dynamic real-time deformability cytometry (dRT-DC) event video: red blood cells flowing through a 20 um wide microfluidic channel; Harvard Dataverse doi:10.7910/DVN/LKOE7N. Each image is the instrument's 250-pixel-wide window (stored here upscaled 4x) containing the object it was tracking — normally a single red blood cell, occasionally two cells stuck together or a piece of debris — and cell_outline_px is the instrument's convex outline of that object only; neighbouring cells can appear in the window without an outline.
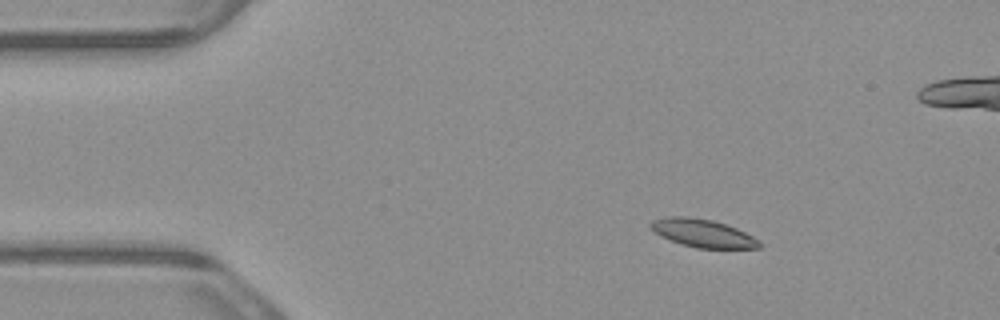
{"species": "common noctule bat (a hibernating species)", "species_latin": "Nyctalus noctula", "temperature_condition": "warm", "stored_images_in_passage": 5, "camera_frame_rate_fps": 3000, "um_per_image_px": 0.085, "animal": {"sex": "male", "body_mass_g": 23.1, "forearm_length_mm": 52.7}, "frame": {"image": 1, "passage_image": 2, "time_ms": 0.333, "image_size_px": [1000, 320], "cell_outline_px": [[764, 244], [760, 248], [696, 248], [660, 236], [648, 224], [652, 220], [664, 216], [688, 216], [712, 220], [736, 228], [760, 240]], "centroid_in_image_um": [59.75, 19.81], "position_along_channel_um": 25.2, "area_um2": 17.69}}